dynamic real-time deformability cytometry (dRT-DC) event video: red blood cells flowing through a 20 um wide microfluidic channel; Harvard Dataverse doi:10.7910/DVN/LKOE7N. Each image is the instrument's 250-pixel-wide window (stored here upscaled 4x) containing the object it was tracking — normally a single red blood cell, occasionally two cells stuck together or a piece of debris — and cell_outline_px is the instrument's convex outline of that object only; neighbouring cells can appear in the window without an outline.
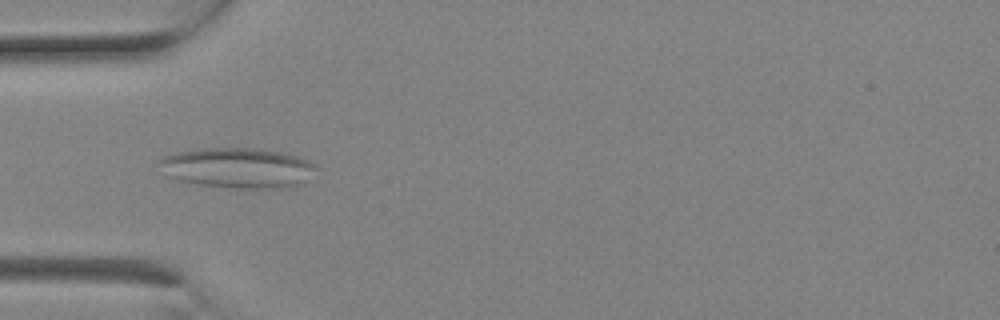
{"species": "Egyptian fruit bat (a non-hibernating species)", "species_latin": "Rousettus aegyptiacus", "temperature_condition": "room temperature", "stored_images_in_passage": 3, "camera_frame_rate_fps": 3000, "um_per_image_px": 0.085, "animal": {"sex": "female"}, "frame": {"image": 1, "passage_image": 3, "time_ms": 0.667, "image_size_px": [1000, 320], "cell_outline_px": [[316, 168], [304, 184], [292, 188], [228, 188], [200, 184], [180, 180], [168, 176], [160, 160], [164, 156], [180, 152], [204, 148], [256, 148], [280, 152], [296, 156], [308, 160], [316, 164]], "centroid_in_image_um": [20.3, 14.28], "position_along_channel_um": 64.7, "area_um2": 36.53}}